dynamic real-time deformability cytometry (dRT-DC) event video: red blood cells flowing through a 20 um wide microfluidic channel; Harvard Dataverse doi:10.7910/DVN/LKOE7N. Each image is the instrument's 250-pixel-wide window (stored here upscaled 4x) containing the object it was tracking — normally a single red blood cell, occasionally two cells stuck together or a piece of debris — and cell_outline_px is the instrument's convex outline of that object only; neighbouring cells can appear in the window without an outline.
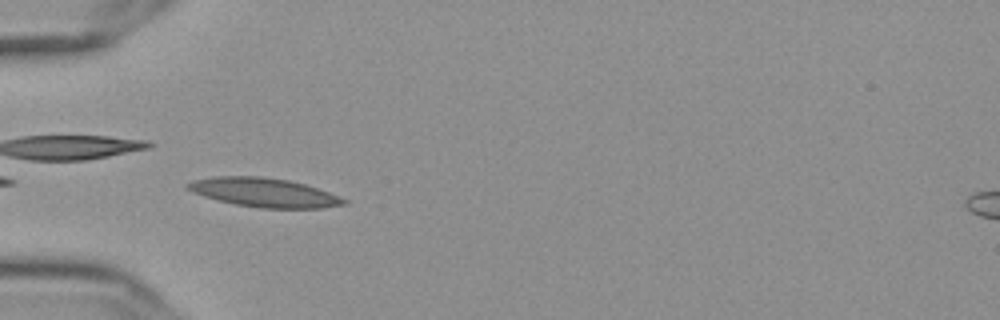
{"species": "Egyptian fruit bat (a non-hibernating species)", "species_latin": "Rousettus aegyptiacus", "temperature_condition": "cold", "stored_images_in_passage": 6, "camera_frame_rate_fps": 3000, "um_per_image_px": 0.085, "frame": {"image": 1, "passage_image": 2, "time_ms": 0.333, "image_size_px": [1000, 320], "cell_outline_px": [[348, 204], [324, 208], [260, 208], [236, 204], [216, 200], [204, 196], [188, 188], [184, 184], [192, 180], [212, 176], [260, 176], [288, 180], [304, 184], [328, 192], [348, 200]], "centroid_in_image_um": [22.45, 16.36], "position_along_channel_um": 62.5, "area_um2": 26.3}}